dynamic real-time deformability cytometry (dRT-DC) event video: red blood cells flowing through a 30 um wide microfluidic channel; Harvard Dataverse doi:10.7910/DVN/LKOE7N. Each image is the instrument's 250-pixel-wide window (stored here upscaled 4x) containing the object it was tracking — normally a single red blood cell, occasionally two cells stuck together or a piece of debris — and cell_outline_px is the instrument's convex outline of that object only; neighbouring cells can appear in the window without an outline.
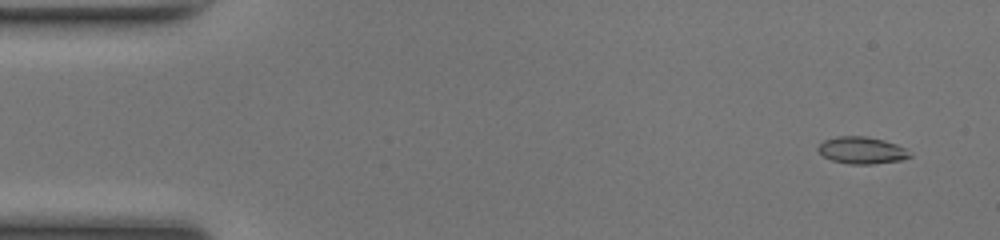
{"species": "common noctule bat (a hibernating species)", "species_latin": "Nyctalus noctula", "temperature_condition": "room temperature", "stored_images_in_passage": 49, "camera_frame_rate_fps": 3000, "um_per_image_px": 0.085, "animal": {"sex": "female", "body_mass_g": 17.0, "forearm_length_mm": 48.0}, "frame": {"image": 1, "passage_image": 3, "time_ms": 0.667, "image_size_px": [1000, 240], "cell_outline_px": [[912, 156], [900, 160], [872, 164], [848, 164], [832, 160], [824, 156], [816, 148], [824, 140], [836, 136], [864, 136], [884, 140], [896, 144], [912, 152]], "centroid_in_image_um": [73.26, 12.77], "position_along_channel_um": 11.7, "area_um2": 14.39}}
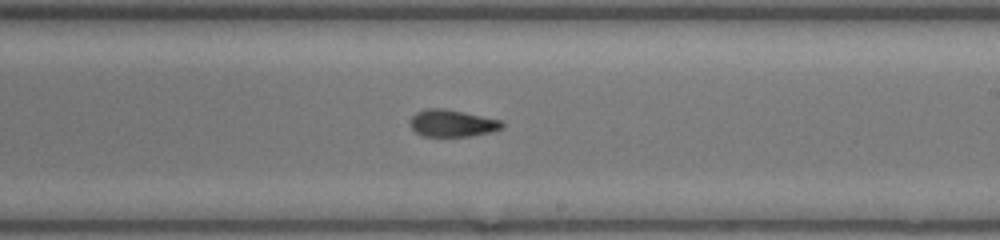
{"frame": {"image": 2, "passage_image": 29, "time_ms": 9.333, "image_size_px": [1000, 240], "cell_outline_px": [[504, 128], [492, 132], [472, 136], [420, 136], [412, 128], [412, 116], [416, 112], [428, 108], [444, 108], [500, 120], [504, 124]], "centroid_in_image_um": [38.46, 10.48], "position_along_channel_um": 250.5, "area_um2": 14.39}}
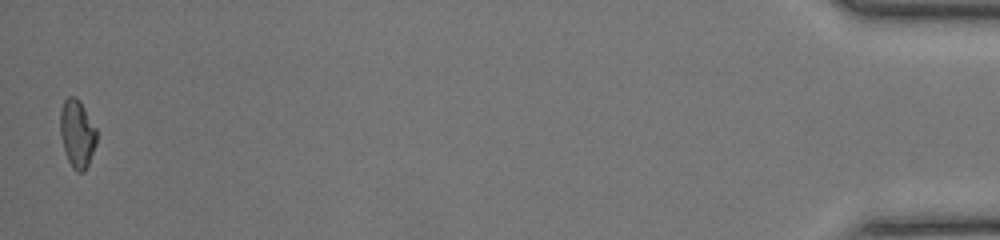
{"frame": {"image": 3, "passage_image": 49, "time_ms": 16.0, "image_size_px": [1000, 240], "cell_outline_px": [[96, 144], [88, 164], [84, 172], [76, 172], [72, 168], [68, 160], [60, 136], [60, 108], [64, 100], [68, 96], [76, 96], [80, 100], [96, 128]], "centroid_in_image_um": [6.55, 11.34], "position_along_channel_um": 428.7, "area_um2": 14.51}, "authors_computed_cell_mechanics": {"area_um2": 14.45, "velocity_mm_per_s": 4.2041, "shape_relaxation_time_tau1_ms": null, "shape_relaxation_time_tau2_ms": 2.6107, "deformation_change_tau1": null, "deformation_change_tau2": 0.0928}}